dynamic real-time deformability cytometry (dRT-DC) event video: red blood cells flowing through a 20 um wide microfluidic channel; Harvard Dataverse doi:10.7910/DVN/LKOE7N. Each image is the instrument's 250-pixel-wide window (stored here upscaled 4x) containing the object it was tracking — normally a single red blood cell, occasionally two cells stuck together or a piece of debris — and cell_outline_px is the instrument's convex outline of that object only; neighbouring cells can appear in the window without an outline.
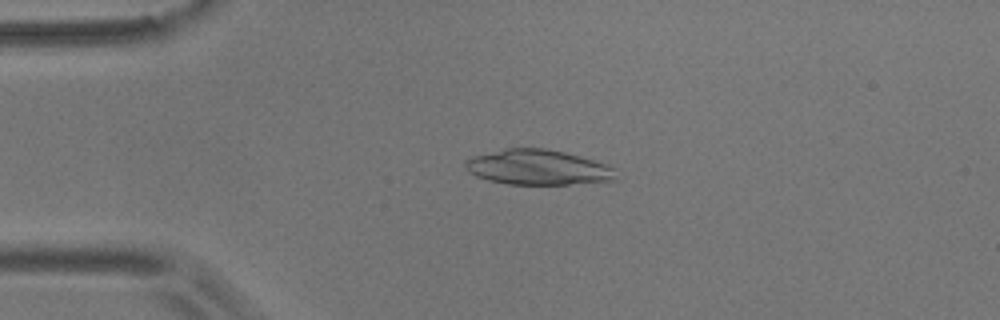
{"species": "common noctule bat (a hibernating species)", "species_latin": "Nyctalus noctula", "temperature_condition": "room temperature", "stored_images_in_passage": 54, "camera_frame_rate_fps": 3000, "um_per_image_px": 0.085, "animal": {"sex": "male", "body_mass_g": 17.9}, "frame": {"image": 1, "passage_image": 12, "time_ms": 3.667, "image_size_px": [1000, 320], "cell_outline_px": [[616, 180], [568, 184], [508, 184], [488, 180], [476, 176], [468, 172], [464, 168], [464, 164], [472, 156], [504, 148], [544, 148], [564, 152], [580, 156], [608, 164], [616, 168]], "centroid_in_image_um": [45.73, 14.22], "position_along_channel_um": 39.3, "area_um2": 30.98}}
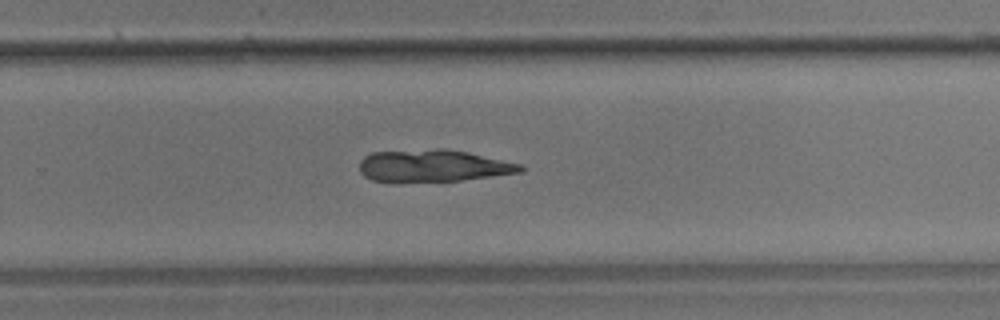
{"frame": {"image": 2, "passage_image": 35, "time_ms": 11.333, "image_size_px": [1000, 320], "cell_outline_px": [[528, 168], [524, 172], [460, 180], [372, 180], [364, 176], [360, 172], [360, 160], [364, 156], [372, 152], [440, 148], [468, 152], [524, 164]], "centroid_in_image_um": [36.91, 14.06], "position_along_channel_um": 292.9, "area_um2": 29.82}}
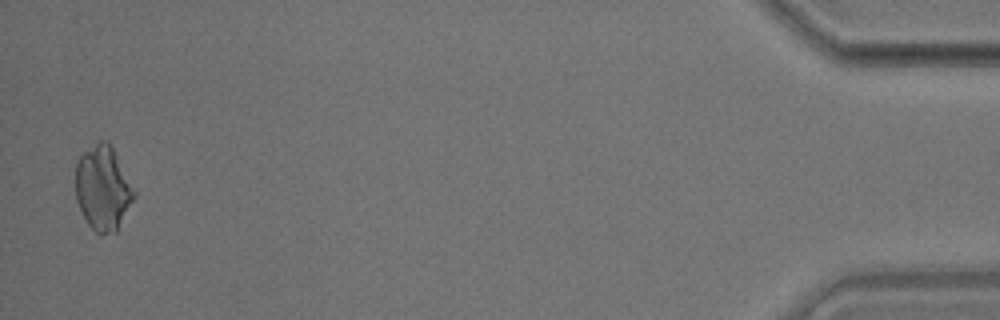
{"frame": {"image": 3, "passage_image": 53, "time_ms": 17.333, "image_size_px": [1000, 320], "cell_outline_px": [[136, 196], [116, 232], [100, 236], [88, 224], [76, 200], [76, 164], [80, 156], [84, 152], [100, 140], [108, 140], [136, 192]], "centroid_in_image_um": [8.76, 16.02], "position_along_channel_um": 426.4, "area_um2": 28.67}}